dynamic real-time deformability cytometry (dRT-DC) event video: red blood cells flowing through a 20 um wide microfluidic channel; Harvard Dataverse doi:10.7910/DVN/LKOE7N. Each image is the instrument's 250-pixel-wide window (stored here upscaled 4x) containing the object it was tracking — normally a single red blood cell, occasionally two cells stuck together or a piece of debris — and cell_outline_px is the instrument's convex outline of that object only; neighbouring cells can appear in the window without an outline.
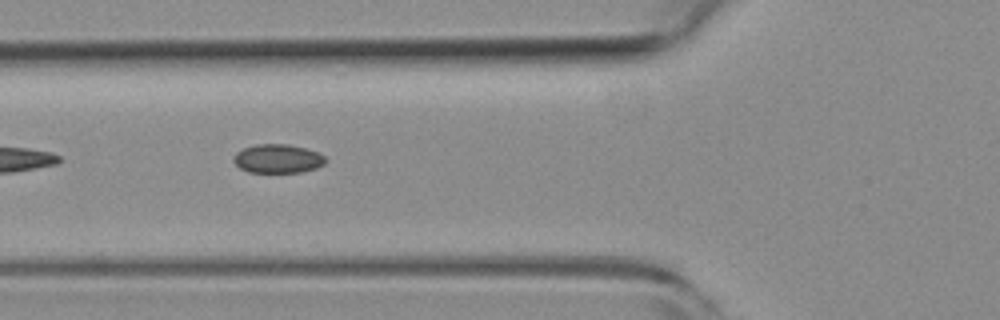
{"species": "common noctule bat (a hibernating species)", "species_latin": "Nyctalus noctula", "temperature_condition": "room temperature", "stored_images_in_passage": 7, "camera_frame_rate_fps": 3000, "um_per_image_px": 0.085, "animal": {"sex": "female", "body_mass_g": 19.3, "forearm_length_mm": 54.1}, "frame": {"image": 1, "passage_image": 4, "time_ms": 1.0, "image_size_px": [1000, 320], "cell_outline_px": [[328, 160], [324, 164], [316, 168], [300, 172], [248, 172], [240, 168], [232, 160], [232, 156], [236, 152], [244, 148], [256, 144], [288, 144], [320, 152]], "centroid_in_image_um": [23.61, 13.48], "position_along_channel_um": 102.2, "area_um2": 15.55}}